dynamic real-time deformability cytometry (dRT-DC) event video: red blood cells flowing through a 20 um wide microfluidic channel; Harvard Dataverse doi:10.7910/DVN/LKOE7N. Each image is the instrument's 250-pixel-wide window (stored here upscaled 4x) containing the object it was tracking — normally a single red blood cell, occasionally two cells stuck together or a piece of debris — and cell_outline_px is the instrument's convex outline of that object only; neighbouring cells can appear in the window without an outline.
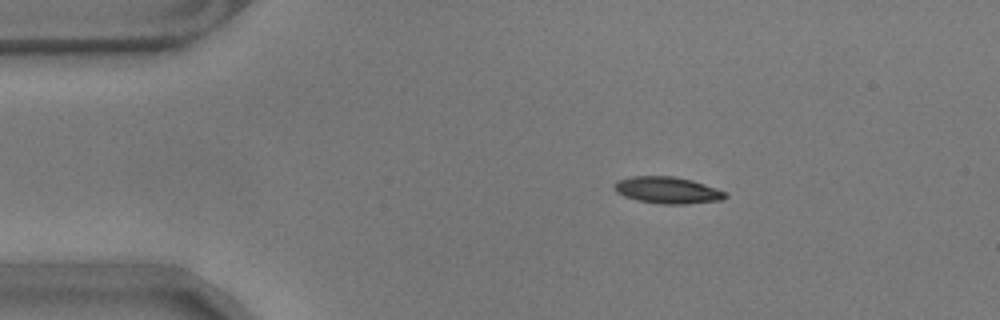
{"species": "common noctule bat (a hibernating species)", "species_latin": "Nyctalus noctula", "temperature_condition": "warm", "stored_images_in_passage": 48, "camera_frame_rate_fps": 3000, "um_per_image_px": 0.085, "animal": {"sex": "male", "body_mass_g": 17.9}, "frame": {"image": 1, "passage_image": 1, "time_ms": 0.0, "image_size_px": [1000, 320], "cell_outline_px": [[728, 196], [724, 200], [684, 204], [660, 204], [636, 200], [624, 196], [616, 192], [612, 188], [612, 184], [616, 180], [632, 176], [676, 176], [692, 180], [728, 192]], "centroid_in_image_um": [56.72, 16.16], "position_along_channel_um": 28.3, "area_um2": 17.63}}
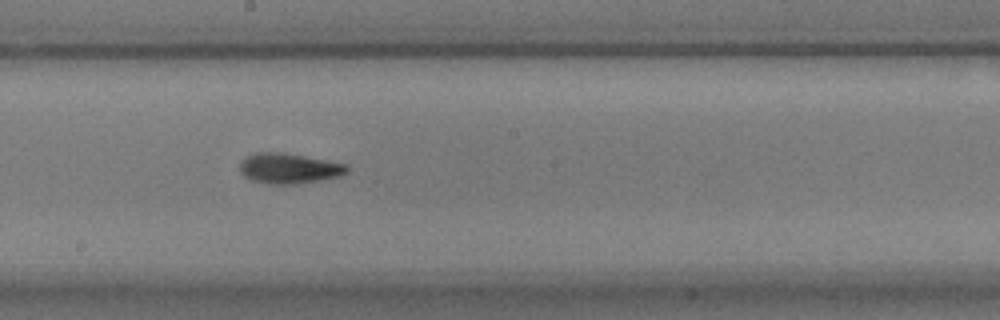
{"frame": {"image": 2, "passage_image": 22, "time_ms": 7.0, "image_size_px": [1000, 320], "cell_outline_px": [[348, 172], [340, 176], [320, 180], [296, 184], [268, 184], [252, 180], [244, 176], [240, 172], [240, 160], [256, 152], [280, 152], [304, 156], [348, 164]], "centroid_in_image_um": [24.56, 14.31], "position_along_channel_um": 223.6, "area_um2": 18.96}}
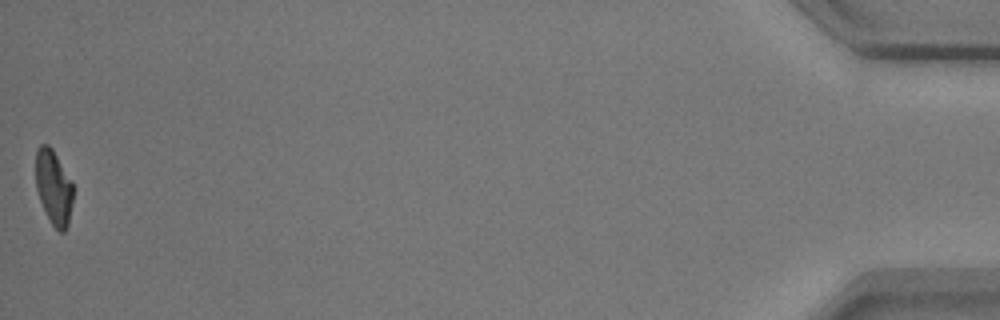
{"frame": {"image": 3, "passage_image": 48, "time_ms": 15.667, "image_size_px": [1000, 320], "cell_outline_px": [[72, 200], [68, 224], [64, 232], [60, 232], [52, 224], [40, 200], [36, 188], [36, 148], [40, 144], [48, 144], [52, 148], [72, 180]], "centroid_in_image_um": [4.55, 15.87], "position_along_channel_um": 430.6, "area_um2": 16.13}, "authors_computed_cell_mechanics": {"area_um2": 17.7446, "velocity_mm_per_s": 3.5323, "shape_relaxation_time_tau1_ms": 3.2468, "shape_relaxation_time_tau2_ms": 1.6951, "deformation_change_tau1": 0.1539, "deformation_change_tau2": 0.0801}}